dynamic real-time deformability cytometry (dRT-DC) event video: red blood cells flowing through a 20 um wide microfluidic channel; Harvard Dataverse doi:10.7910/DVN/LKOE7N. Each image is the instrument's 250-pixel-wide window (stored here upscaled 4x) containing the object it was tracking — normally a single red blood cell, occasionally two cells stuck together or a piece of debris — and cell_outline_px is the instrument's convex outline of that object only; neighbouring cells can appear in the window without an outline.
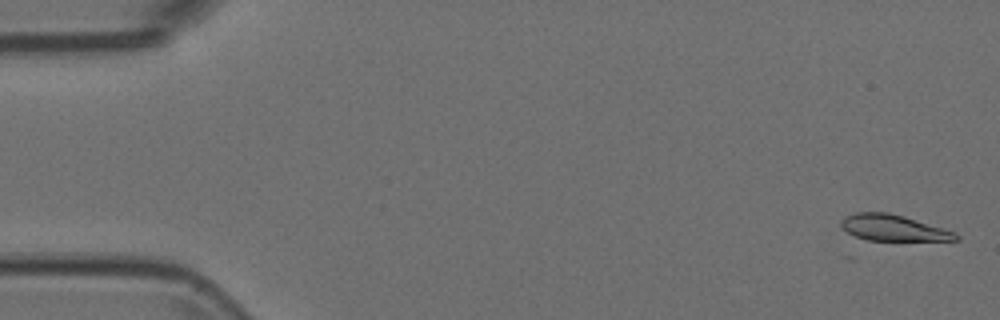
{"species": "Egyptian fruit bat (a non-hibernating species)", "species_latin": "Rousettus aegyptiacus", "temperature_condition": "room temperature", "stored_images_in_passage": 54, "camera_frame_rate_fps": 3000, "um_per_image_px": 0.085, "animal": {"sex": "female"}, "frame": {"image": 1, "passage_image": 2, "time_ms": 0.333, "image_size_px": [1000, 320], "cell_outline_px": [[960, 240], [868, 240], [856, 236], [848, 232], [840, 224], [840, 220], [844, 216], [856, 212], [888, 212], [904, 216], [956, 232], [960, 236]], "centroid_in_image_um": [75.93, 19.36], "position_along_channel_um": 9.1, "area_um2": 17.34}}
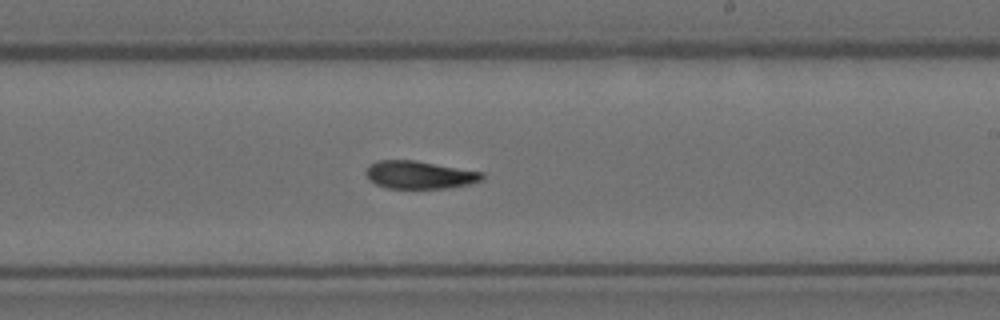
{"frame": {"image": 2, "passage_image": 32, "time_ms": 10.333, "image_size_px": [1000, 320], "cell_outline_px": [[484, 180], [468, 184], [444, 188], [388, 188], [376, 184], [368, 180], [364, 172], [368, 164], [376, 160], [412, 160], [484, 172]], "centroid_in_image_um": [35.61, 14.85], "position_along_channel_um": 253.4, "area_um2": 18.9}}
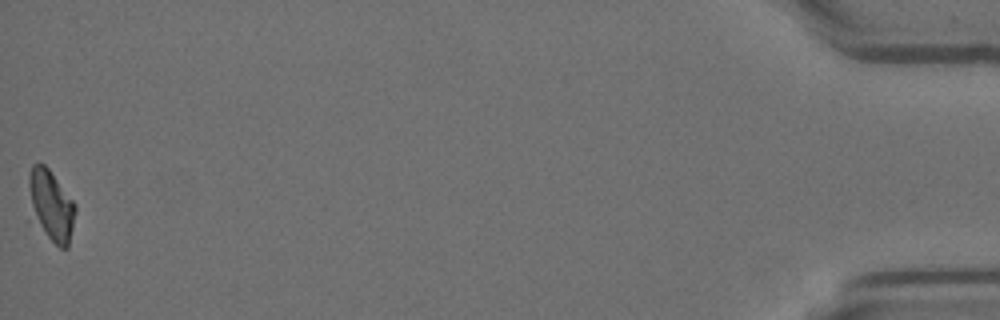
{"frame": {"image": 3, "passage_image": 54, "time_ms": 17.667, "image_size_px": [1000, 320], "cell_outline_px": [[76, 212], [68, 248], [60, 248], [28, 224], [28, 176], [32, 164], [44, 164], [48, 168], [76, 204]], "centroid_in_image_um": [4.25, 17.55], "position_along_channel_um": 431.0, "area_um2": 20.63}}